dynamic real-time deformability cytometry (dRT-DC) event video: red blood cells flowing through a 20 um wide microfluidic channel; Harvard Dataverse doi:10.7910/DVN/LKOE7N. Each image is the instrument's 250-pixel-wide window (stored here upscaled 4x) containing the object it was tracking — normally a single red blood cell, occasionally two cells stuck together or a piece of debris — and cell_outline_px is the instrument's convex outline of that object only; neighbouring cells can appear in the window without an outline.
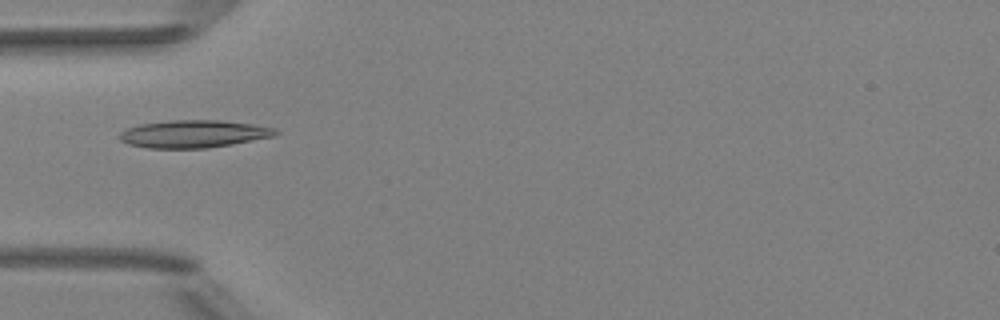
{"species": "Egyptian fruit bat (a non-hibernating species)", "species_latin": "Rousettus aegyptiacus", "temperature_condition": "room temperature", "stored_images_in_passage": 5, "camera_frame_rate_fps": 3000, "um_per_image_px": 0.085, "animal": {"sex": "female"}, "frame": {"image": 1, "passage_image": 1, "time_ms": 0.0, "image_size_px": [1000, 320], "cell_outline_px": [[280, 132], [276, 136], [232, 144], [208, 148], [148, 148], [128, 144], [120, 140], [116, 136], [120, 132], [128, 128], [140, 124], [172, 120], [220, 120], [252, 124], [276, 128]], "centroid_in_image_um": [16.46, 11.38], "position_along_channel_um": 68.5, "area_um2": 25.2}}
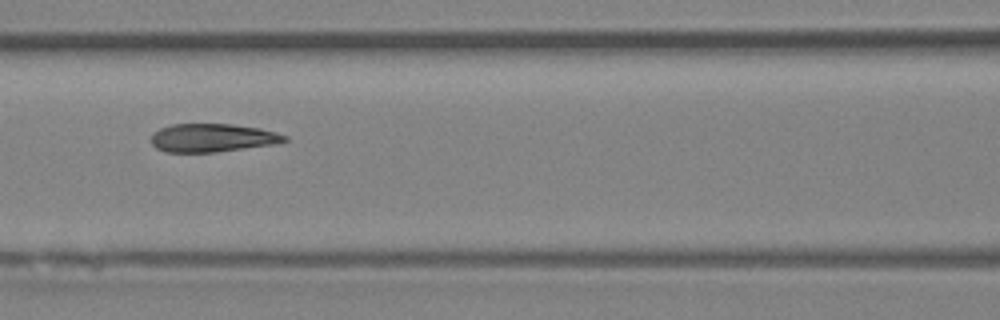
{"frame": {"image": 2, "passage_image": 3, "time_ms": 0.667, "image_size_px": [1000, 320], "cell_outline_px": [[288, 140], [276, 144], [216, 152], [164, 152], [156, 148], [152, 144], [152, 132], [160, 128], [172, 124], [232, 124], [260, 128], [276, 132], [288, 136]], "centroid_in_image_um": [18.06, 11.71], "position_along_channel_um": 148.5, "area_um2": 22.14}}
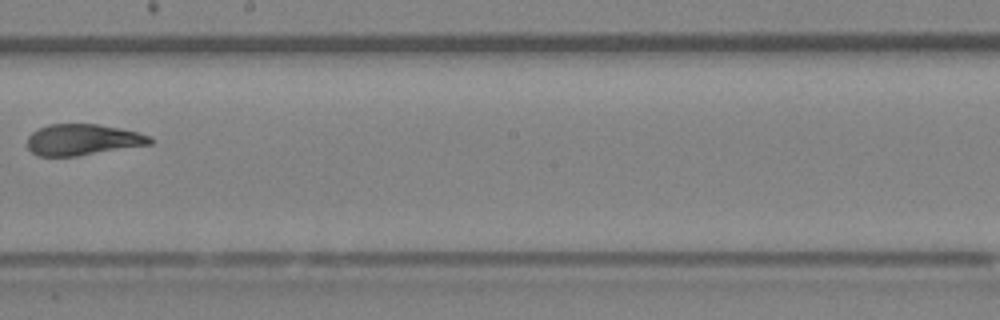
{"frame": {"image": 3, "passage_image": 5, "time_ms": 1.333, "image_size_px": [1000, 320], "cell_outline_px": [[152, 144], [76, 156], [36, 156], [28, 148], [28, 136], [32, 132], [48, 124], [96, 124], [120, 128], [152, 136]], "centroid_in_image_um": [7.03, 11.87], "position_along_channel_um": 241.2, "area_um2": 22.2}}